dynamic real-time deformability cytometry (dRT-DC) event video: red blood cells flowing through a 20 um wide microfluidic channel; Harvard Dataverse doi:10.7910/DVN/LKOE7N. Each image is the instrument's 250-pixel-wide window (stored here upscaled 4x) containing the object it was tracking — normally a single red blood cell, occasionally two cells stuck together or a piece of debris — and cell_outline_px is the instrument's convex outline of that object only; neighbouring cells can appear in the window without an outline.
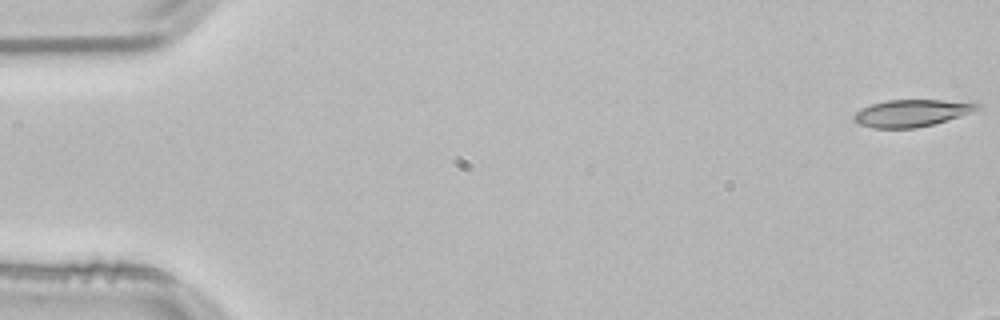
{"species": "common noctule bat (a hibernating species)", "species_latin": "Nyctalus noctula", "temperature_condition": "room temperature", "stored_images_in_passage": 11, "camera_frame_rate_fps": 3000, "um_per_image_px": 0.085, "animal": {"sex": "male", "body_mass_g": 21.5, "forearm_length_mm": 52.0}, "frame": {"image": 1, "passage_image": 1, "time_ms": 0.0, "image_size_px": [1000, 320], "cell_outline_px": [[984, 108], [932, 124], [916, 128], [872, 128], [860, 124], [852, 120], [852, 116], [856, 112], [872, 104], [888, 100], [976, 100]], "centroid_in_image_um": [77.57, 9.59], "position_along_channel_um": 7.4, "area_um2": 19.65}}